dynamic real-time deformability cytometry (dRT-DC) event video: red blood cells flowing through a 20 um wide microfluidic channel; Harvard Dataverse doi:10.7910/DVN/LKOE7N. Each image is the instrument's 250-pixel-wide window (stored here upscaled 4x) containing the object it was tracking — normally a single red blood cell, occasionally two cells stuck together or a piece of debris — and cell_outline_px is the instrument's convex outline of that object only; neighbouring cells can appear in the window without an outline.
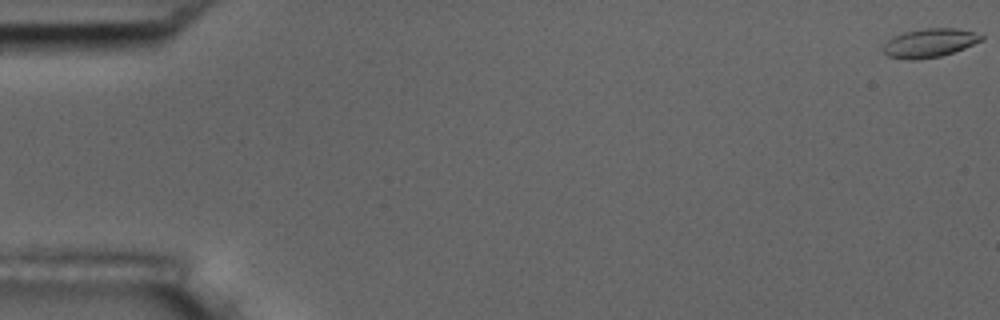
{"species": "common noctule bat (a hibernating species)", "species_latin": "Nyctalus noctula", "temperature_condition": "room temperature", "stored_images_in_passage": 8, "camera_frame_rate_fps": 3000, "um_per_image_px": 0.085, "animal": {"sex": "male", "body_mass_g": 17.5, "forearm_length_mm": 52.3}, "frame": {"image": 1, "passage_image": 1, "time_ms": 0.0, "image_size_px": [1000, 320], "cell_outline_px": [[984, 40], [964, 48], [940, 56], [916, 60], [908, 60], [888, 56], [884, 52], [884, 44], [888, 40], [904, 32], [924, 28], [956, 28], [972, 32], [984, 36]], "centroid_in_image_um": [79.02, 3.65], "position_along_channel_um": 6.0, "area_um2": 16.24}}
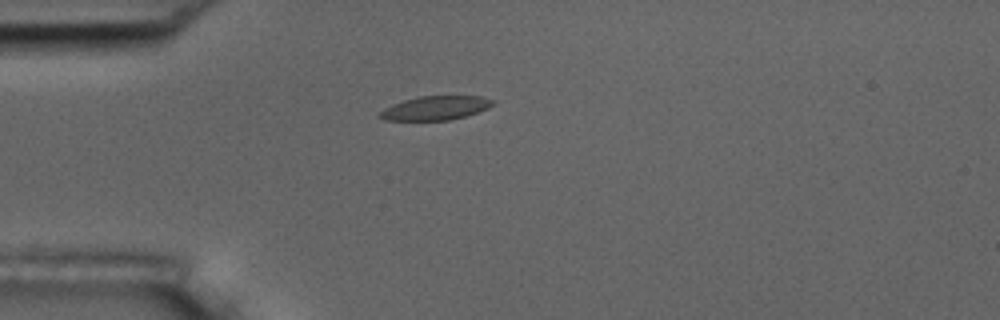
{"frame": {"image": 2, "passage_image": 5, "time_ms": 5.0, "image_size_px": [1000, 320], "cell_outline_px": [[496, 104], [488, 108], [468, 116], [448, 120], [384, 120], [376, 116], [384, 108], [392, 104], [404, 100], [420, 96], [480, 96], [496, 100]], "centroid_in_image_um": [37.04, 9.18], "position_along_channel_um": 48.0, "area_um2": 15.95}}